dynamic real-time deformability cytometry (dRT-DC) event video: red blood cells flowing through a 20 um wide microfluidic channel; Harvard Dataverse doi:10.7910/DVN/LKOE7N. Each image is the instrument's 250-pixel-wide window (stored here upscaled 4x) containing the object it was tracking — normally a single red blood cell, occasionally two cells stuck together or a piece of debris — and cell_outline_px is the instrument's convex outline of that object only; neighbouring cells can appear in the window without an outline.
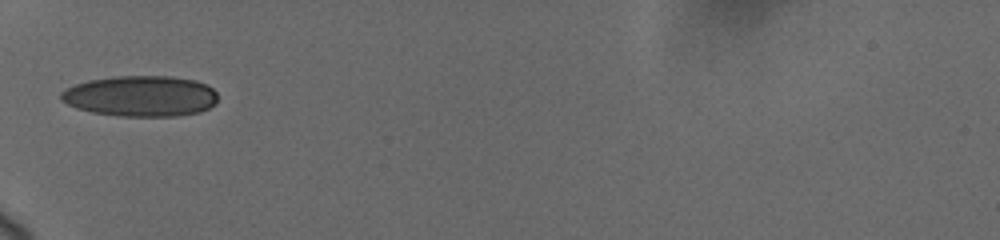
{"species": "human", "species_latin": "Homo sapiens", "temperature_condition": "cold", "stored_images_in_passage": 2, "camera_frame_rate_fps": 3000, "um_per_image_px": 0.085, "donor": {"sex": "female"}, "frame": {"image": 1, "passage_image": 1, "time_ms": 0.0, "image_size_px": [1000, 240], "cell_outline_px": [[216, 104], [200, 112], [176, 116], [120, 116], [92, 112], [76, 108], [60, 100], [60, 92], [64, 88], [88, 80], [116, 76], [172, 76], [196, 80], [208, 84], [216, 92]], "centroid_in_image_um": [11.96, 8.16], "position_along_channel_um": 73.0, "area_um2": 37.57}}